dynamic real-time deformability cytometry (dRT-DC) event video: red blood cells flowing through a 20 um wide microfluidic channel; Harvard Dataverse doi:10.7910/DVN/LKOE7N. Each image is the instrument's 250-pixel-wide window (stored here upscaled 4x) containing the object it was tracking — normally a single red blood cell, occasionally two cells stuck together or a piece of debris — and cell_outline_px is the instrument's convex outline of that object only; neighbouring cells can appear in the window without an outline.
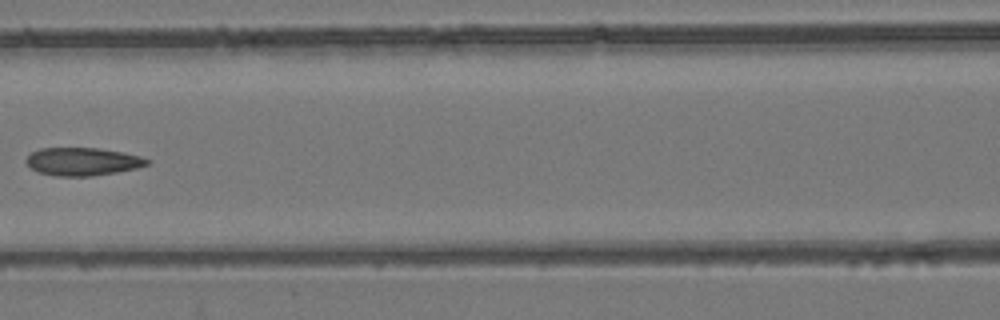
{"species": "common noctule bat (a hibernating species)", "species_latin": "Nyctalus noctula", "temperature_condition": "room temperature", "stored_images_in_passage": 8, "camera_frame_rate_fps": 3000, "um_per_image_px": 0.085, "animal": {"sex": "female", "body_mass_g": 24.6, "forearm_length_mm": 56.2}, "frame": {"image": 1, "passage_image": 8, "time_ms": 2.333, "image_size_px": [1000, 320], "cell_outline_px": [[152, 160], [148, 164], [136, 168], [116, 172], [92, 176], [56, 176], [36, 172], [24, 160], [32, 152], [40, 148], [100, 148], [124, 152], [140, 156]], "centroid_in_image_um": [7.02, 13.73], "position_along_channel_um": 159.6, "area_um2": 19.77}}